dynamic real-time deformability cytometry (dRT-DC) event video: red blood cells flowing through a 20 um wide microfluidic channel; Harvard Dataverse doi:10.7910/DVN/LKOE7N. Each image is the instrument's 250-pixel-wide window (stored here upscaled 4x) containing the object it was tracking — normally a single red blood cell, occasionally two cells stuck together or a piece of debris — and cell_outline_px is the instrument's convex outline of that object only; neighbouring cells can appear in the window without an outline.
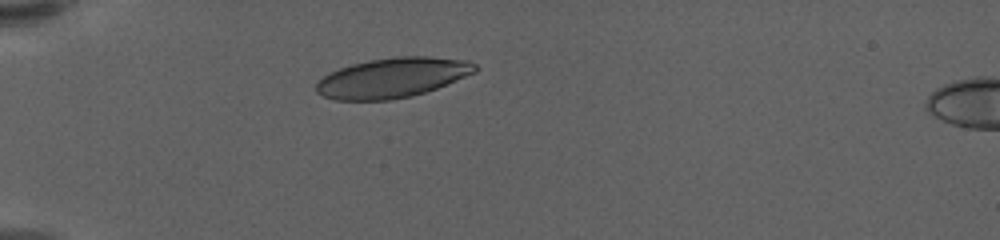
{"species": "human", "species_latin": "Homo sapiens", "temperature_condition": "warm", "stored_images_in_passage": 36, "camera_frame_rate_fps": 3000, "um_per_image_px": 0.085, "donor": {"sex": "female"}, "frame": {"image": 1, "passage_image": 1, "time_ms": 0.0, "image_size_px": [1000, 240], "cell_outline_px": [[480, 68], [476, 72], [436, 88], [412, 96], [388, 100], [336, 100], [324, 96], [316, 92], [316, 84], [324, 76], [340, 68], [352, 64], [368, 60], [396, 56], [428, 56], [468, 60], [476, 64]], "centroid_in_image_um": [33.39, 6.59], "position_along_channel_um": 51.6, "area_um2": 36.82}}
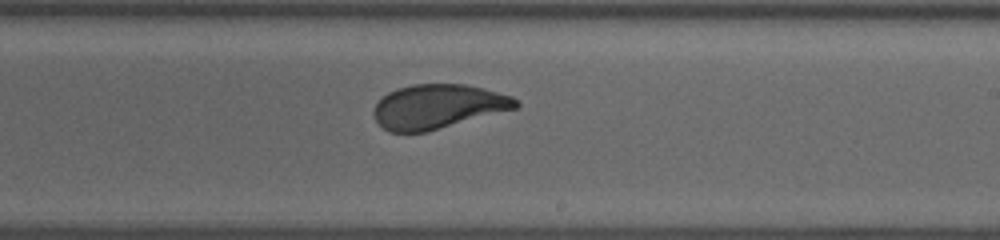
{"frame": {"image": 2, "passage_image": 20, "time_ms": 6.333, "image_size_px": [1000, 240], "cell_outline_px": [[520, 104], [516, 108], [428, 132], [388, 132], [376, 120], [372, 112], [376, 104], [388, 92], [396, 88], [412, 84], [464, 84], [484, 88], [512, 96]], "centroid_in_image_um": [37.21, 9.05], "position_along_channel_um": 251.8, "area_um2": 36.65}}
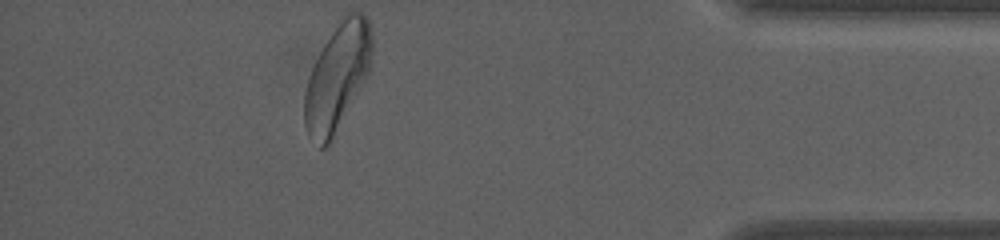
{"frame": {"image": 3, "passage_image": 36, "time_ms": 11.667, "image_size_px": [1000, 240], "cell_outline_px": [[372, 52], [368, 76], [332, 140], [324, 148], [320, 148], [308, 136], [304, 124], [304, 92], [308, 76], [324, 44], [332, 32], [344, 16], [348, 12], [360, 12], [368, 20], [372, 36]], "centroid_in_image_um": [28.67, 6.6], "position_along_channel_um": 406.5, "area_um2": 41.79}, "authors_computed_cell_mechanics": {"area_um2": 37.9746, "velocity_mm_per_s": 3.5628, "shape_relaxation_time_tau1_ms": 3.3069, "shape_relaxation_time_tau2_ms": 0.8096, "deformation_change_tau1": 0.154, "deformation_change_tau2": 0.0704}}